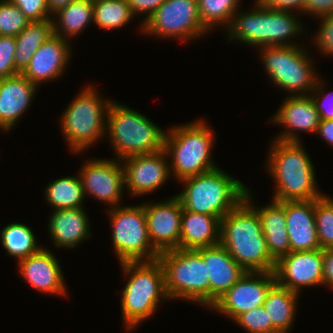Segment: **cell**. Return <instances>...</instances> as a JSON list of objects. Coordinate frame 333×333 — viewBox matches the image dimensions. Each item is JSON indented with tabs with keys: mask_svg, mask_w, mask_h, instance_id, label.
Returning a JSON list of instances; mask_svg holds the SVG:
<instances>
[{
	"mask_svg": "<svg viewBox=\"0 0 333 333\" xmlns=\"http://www.w3.org/2000/svg\"><path fill=\"white\" fill-rule=\"evenodd\" d=\"M251 191L220 220V244L246 272H274Z\"/></svg>",
	"mask_w": 333,
	"mask_h": 333,
	"instance_id": "1",
	"label": "cell"
},
{
	"mask_svg": "<svg viewBox=\"0 0 333 333\" xmlns=\"http://www.w3.org/2000/svg\"><path fill=\"white\" fill-rule=\"evenodd\" d=\"M267 166L275 180L273 200H313L324 194L316 187L314 165L302 142L273 140Z\"/></svg>",
	"mask_w": 333,
	"mask_h": 333,
	"instance_id": "2",
	"label": "cell"
},
{
	"mask_svg": "<svg viewBox=\"0 0 333 333\" xmlns=\"http://www.w3.org/2000/svg\"><path fill=\"white\" fill-rule=\"evenodd\" d=\"M253 6L255 8L249 12L238 10L233 15L227 27L228 39L253 45L257 50L259 47L298 45L290 40L304 32L297 14L264 7L257 0Z\"/></svg>",
	"mask_w": 333,
	"mask_h": 333,
	"instance_id": "3",
	"label": "cell"
},
{
	"mask_svg": "<svg viewBox=\"0 0 333 333\" xmlns=\"http://www.w3.org/2000/svg\"><path fill=\"white\" fill-rule=\"evenodd\" d=\"M122 270L129 275L122 291L121 313L127 330L149 319L159 302L170 300L165 288V274L161 263L154 261L122 262Z\"/></svg>",
	"mask_w": 333,
	"mask_h": 333,
	"instance_id": "4",
	"label": "cell"
},
{
	"mask_svg": "<svg viewBox=\"0 0 333 333\" xmlns=\"http://www.w3.org/2000/svg\"><path fill=\"white\" fill-rule=\"evenodd\" d=\"M181 183L185 188L176 196L183 209L220 219L245 198L248 190L220 167L182 179Z\"/></svg>",
	"mask_w": 333,
	"mask_h": 333,
	"instance_id": "5",
	"label": "cell"
},
{
	"mask_svg": "<svg viewBox=\"0 0 333 333\" xmlns=\"http://www.w3.org/2000/svg\"><path fill=\"white\" fill-rule=\"evenodd\" d=\"M213 132L203 119L172 126L165 132L164 149L171 158L170 173L179 182L218 167L210 153L215 142Z\"/></svg>",
	"mask_w": 333,
	"mask_h": 333,
	"instance_id": "6",
	"label": "cell"
},
{
	"mask_svg": "<svg viewBox=\"0 0 333 333\" xmlns=\"http://www.w3.org/2000/svg\"><path fill=\"white\" fill-rule=\"evenodd\" d=\"M106 130L116 159L120 161L164 149L166 131L138 111L114 101L108 110Z\"/></svg>",
	"mask_w": 333,
	"mask_h": 333,
	"instance_id": "7",
	"label": "cell"
},
{
	"mask_svg": "<svg viewBox=\"0 0 333 333\" xmlns=\"http://www.w3.org/2000/svg\"><path fill=\"white\" fill-rule=\"evenodd\" d=\"M98 93L94 86H85L61 115V129L73 153L87 150L105 136L112 101L103 99Z\"/></svg>",
	"mask_w": 333,
	"mask_h": 333,
	"instance_id": "8",
	"label": "cell"
},
{
	"mask_svg": "<svg viewBox=\"0 0 333 333\" xmlns=\"http://www.w3.org/2000/svg\"><path fill=\"white\" fill-rule=\"evenodd\" d=\"M158 261L165 274L169 299H183L210 308V284L201 249L163 251Z\"/></svg>",
	"mask_w": 333,
	"mask_h": 333,
	"instance_id": "9",
	"label": "cell"
},
{
	"mask_svg": "<svg viewBox=\"0 0 333 333\" xmlns=\"http://www.w3.org/2000/svg\"><path fill=\"white\" fill-rule=\"evenodd\" d=\"M259 50L262 64L273 84L290 91V95L311 94L319 78L304 47L268 46L259 47Z\"/></svg>",
	"mask_w": 333,
	"mask_h": 333,
	"instance_id": "10",
	"label": "cell"
},
{
	"mask_svg": "<svg viewBox=\"0 0 333 333\" xmlns=\"http://www.w3.org/2000/svg\"><path fill=\"white\" fill-rule=\"evenodd\" d=\"M109 208L111 237L120 263L157 260L160 253L150 242L144 205Z\"/></svg>",
	"mask_w": 333,
	"mask_h": 333,
	"instance_id": "11",
	"label": "cell"
},
{
	"mask_svg": "<svg viewBox=\"0 0 333 333\" xmlns=\"http://www.w3.org/2000/svg\"><path fill=\"white\" fill-rule=\"evenodd\" d=\"M141 30L148 35L185 42L208 32L199 16L198 0H165Z\"/></svg>",
	"mask_w": 333,
	"mask_h": 333,
	"instance_id": "12",
	"label": "cell"
},
{
	"mask_svg": "<svg viewBox=\"0 0 333 333\" xmlns=\"http://www.w3.org/2000/svg\"><path fill=\"white\" fill-rule=\"evenodd\" d=\"M275 283L274 272H245L210 309L235 320L240 314L262 306L268 291Z\"/></svg>",
	"mask_w": 333,
	"mask_h": 333,
	"instance_id": "13",
	"label": "cell"
},
{
	"mask_svg": "<svg viewBox=\"0 0 333 333\" xmlns=\"http://www.w3.org/2000/svg\"><path fill=\"white\" fill-rule=\"evenodd\" d=\"M121 162V163H120ZM123 162L118 159H90L79 169L85 196L91 194L111 207L120 206L125 186Z\"/></svg>",
	"mask_w": 333,
	"mask_h": 333,
	"instance_id": "14",
	"label": "cell"
},
{
	"mask_svg": "<svg viewBox=\"0 0 333 333\" xmlns=\"http://www.w3.org/2000/svg\"><path fill=\"white\" fill-rule=\"evenodd\" d=\"M274 274L278 285L298 294L302 287L323 285V249L290 252L276 262Z\"/></svg>",
	"mask_w": 333,
	"mask_h": 333,
	"instance_id": "15",
	"label": "cell"
},
{
	"mask_svg": "<svg viewBox=\"0 0 333 333\" xmlns=\"http://www.w3.org/2000/svg\"><path fill=\"white\" fill-rule=\"evenodd\" d=\"M165 149L123 159L124 181L128 193L140 196L158 190L170 178ZM167 162V163H166Z\"/></svg>",
	"mask_w": 333,
	"mask_h": 333,
	"instance_id": "16",
	"label": "cell"
},
{
	"mask_svg": "<svg viewBox=\"0 0 333 333\" xmlns=\"http://www.w3.org/2000/svg\"><path fill=\"white\" fill-rule=\"evenodd\" d=\"M148 235L151 244L159 252L178 249L181 233L182 204L175 195L155 204L145 203Z\"/></svg>",
	"mask_w": 333,
	"mask_h": 333,
	"instance_id": "17",
	"label": "cell"
},
{
	"mask_svg": "<svg viewBox=\"0 0 333 333\" xmlns=\"http://www.w3.org/2000/svg\"><path fill=\"white\" fill-rule=\"evenodd\" d=\"M274 113L270 122L283 125L285 131L275 136L277 140L300 142L297 132L316 133L320 116L310 95H289ZM297 134V135H296Z\"/></svg>",
	"mask_w": 333,
	"mask_h": 333,
	"instance_id": "18",
	"label": "cell"
},
{
	"mask_svg": "<svg viewBox=\"0 0 333 333\" xmlns=\"http://www.w3.org/2000/svg\"><path fill=\"white\" fill-rule=\"evenodd\" d=\"M70 43L53 35L44 42L21 72L30 82L39 87L45 81H52L64 73L70 58Z\"/></svg>",
	"mask_w": 333,
	"mask_h": 333,
	"instance_id": "19",
	"label": "cell"
},
{
	"mask_svg": "<svg viewBox=\"0 0 333 333\" xmlns=\"http://www.w3.org/2000/svg\"><path fill=\"white\" fill-rule=\"evenodd\" d=\"M18 263L20 275L35 290L51 295H66L62 269L56 257L48 249L42 247Z\"/></svg>",
	"mask_w": 333,
	"mask_h": 333,
	"instance_id": "20",
	"label": "cell"
},
{
	"mask_svg": "<svg viewBox=\"0 0 333 333\" xmlns=\"http://www.w3.org/2000/svg\"><path fill=\"white\" fill-rule=\"evenodd\" d=\"M285 207L291 252L320 249L315 220V199L280 202Z\"/></svg>",
	"mask_w": 333,
	"mask_h": 333,
	"instance_id": "21",
	"label": "cell"
},
{
	"mask_svg": "<svg viewBox=\"0 0 333 333\" xmlns=\"http://www.w3.org/2000/svg\"><path fill=\"white\" fill-rule=\"evenodd\" d=\"M38 87L21 73L0 80V128L7 132L28 109Z\"/></svg>",
	"mask_w": 333,
	"mask_h": 333,
	"instance_id": "22",
	"label": "cell"
},
{
	"mask_svg": "<svg viewBox=\"0 0 333 333\" xmlns=\"http://www.w3.org/2000/svg\"><path fill=\"white\" fill-rule=\"evenodd\" d=\"M210 284V306L246 272L219 243L201 248Z\"/></svg>",
	"mask_w": 333,
	"mask_h": 333,
	"instance_id": "23",
	"label": "cell"
},
{
	"mask_svg": "<svg viewBox=\"0 0 333 333\" xmlns=\"http://www.w3.org/2000/svg\"><path fill=\"white\" fill-rule=\"evenodd\" d=\"M83 208L57 209L50 214L49 232L54 246L74 248L91 237L90 221Z\"/></svg>",
	"mask_w": 333,
	"mask_h": 333,
	"instance_id": "24",
	"label": "cell"
},
{
	"mask_svg": "<svg viewBox=\"0 0 333 333\" xmlns=\"http://www.w3.org/2000/svg\"><path fill=\"white\" fill-rule=\"evenodd\" d=\"M220 218L183 209L178 249L198 250L220 243Z\"/></svg>",
	"mask_w": 333,
	"mask_h": 333,
	"instance_id": "25",
	"label": "cell"
},
{
	"mask_svg": "<svg viewBox=\"0 0 333 333\" xmlns=\"http://www.w3.org/2000/svg\"><path fill=\"white\" fill-rule=\"evenodd\" d=\"M261 227L271 258L277 262L291 252L286 228L285 207L272 199L265 207L257 208Z\"/></svg>",
	"mask_w": 333,
	"mask_h": 333,
	"instance_id": "26",
	"label": "cell"
},
{
	"mask_svg": "<svg viewBox=\"0 0 333 333\" xmlns=\"http://www.w3.org/2000/svg\"><path fill=\"white\" fill-rule=\"evenodd\" d=\"M299 294L275 283L268 291L263 308L279 333H288L294 323Z\"/></svg>",
	"mask_w": 333,
	"mask_h": 333,
	"instance_id": "27",
	"label": "cell"
},
{
	"mask_svg": "<svg viewBox=\"0 0 333 333\" xmlns=\"http://www.w3.org/2000/svg\"><path fill=\"white\" fill-rule=\"evenodd\" d=\"M52 15L53 34L65 40L79 35L93 23V0H76ZM57 20V21H56Z\"/></svg>",
	"mask_w": 333,
	"mask_h": 333,
	"instance_id": "28",
	"label": "cell"
},
{
	"mask_svg": "<svg viewBox=\"0 0 333 333\" xmlns=\"http://www.w3.org/2000/svg\"><path fill=\"white\" fill-rule=\"evenodd\" d=\"M52 19L30 22L16 37L15 68L21 73L38 48L53 36Z\"/></svg>",
	"mask_w": 333,
	"mask_h": 333,
	"instance_id": "29",
	"label": "cell"
},
{
	"mask_svg": "<svg viewBox=\"0 0 333 333\" xmlns=\"http://www.w3.org/2000/svg\"><path fill=\"white\" fill-rule=\"evenodd\" d=\"M45 191V199L53 210L83 208L85 193L79 175L56 179L48 184Z\"/></svg>",
	"mask_w": 333,
	"mask_h": 333,
	"instance_id": "30",
	"label": "cell"
},
{
	"mask_svg": "<svg viewBox=\"0 0 333 333\" xmlns=\"http://www.w3.org/2000/svg\"><path fill=\"white\" fill-rule=\"evenodd\" d=\"M1 242L10 256L18 262L38 252L42 246L37 244L34 232L30 226L22 223L7 224L1 231Z\"/></svg>",
	"mask_w": 333,
	"mask_h": 333,
	"instance_id": "31",
	"label": "cell"
},
{
	"mask_svg": "<svg viewBox=\"0 0 333 333\" xmlns=\"http://www.w3.org/2000/svg\"><path fill=\"white\" fill-rule=\"evenodd\" d=\"M127 0H93V22L107 30L118 29L134 17Z\"/></svg>",
	"mask_w": 333,
	"mask_h": 333,
	"instance_id": "32",
	"label": "cell"
},
{
	"mask_svg": "<svg viewBox=\"0 0 333 333\" xmlns=\"http://www.w3.org/2000/svg\"><path fill=\"white\" fill-rule=\"evenodd\" d=\"M240 0H198L199 16L203 26L210 31L215 26H229L238 11Z\"/></svg>",
	"mask_w": 333,
	"mask_h": 333,
	"instance_id": "33",
	"label": "cell"
},
{
	"mask_svg": "<svg viewBox=\"0 0 333 333\" xmlns=\"http://www.w3.org/2000/svg\"><path fill=\"white\" fill-rule=\"evenodd\" d=\"M315 220L320 249H333V199L325 194L315 199Z\"/></svg>",
	"mask_w": 333,
	"mask_h": 333,
	"instance_id": "34",
	"label": "cell"
},
{
	"mask_svg": "<svg viewBox=\"0 0 333 333\" xmlns=\"http://www.w3.org/2000/svg\"><path fill=\"white\" fill-rule=\"evenodd\" d=\"M30 20L9 0H0V36L16 37Z\"/></svg>",
	"mask_w": 333,
	"mask_h": 333,
	"instance_id": "35",
	"label": "cell"
},
{
	"mask_svg": "<svg viewBox=\"0 0 333 333\" xmlns=\"http://www.w3.org/2000/svg\"><path fill=\"white\" fill-rule=\"evenodd\" d=\"M241 328L248 333H279L268 319L267 312L263 306L253 308L248 312L240 314L235 320Z\"/></svg>",
	"mask_w": 333,
	"mask_h": 333,
	"instance_id": "36",
	"label": "cell"
},
{
	"mask_svg": "<svg viewBox=\"0 0 333 333\" xmlns=\"http://www.w3.org/2000/svg\"><path fill=\"white\" fill-rule=\"evenodd\" d=\"M15 48L14 36H0V80L20 73L15 68Z\"/></svg>",
	"mask_w": 333,
	"mask_h": 333,
	"instance_id": "37",
	"label": "cell"
},
{
	"mask_svg": "<svg viewBox=\"0 0 333 333\" xmlns=\"http://www.w3.org/2000/svg\"><path fill=\"white\" fill-rule=\"evenodd\" d=\"M30 20L43 21L52 19L53 16L47 5V0H9Z\"/></svg>",
	"mask_w": 333,
	"mask_h": 333,
	"instance_id": "38",
	"label": "cell"
},
{
	"mask_svg": "<svg viewBox=\"0 0 333 333\" xmlns=\"http://www.w3.org/2000/svg\"><path fill=\"white\" fill-rule=\"evenodd\" d=\"M325 82L318 79L310 96L315 103L320 120H333V92H324ZM321 96V97H320Z\"/></svg>",
	"mask_w": 333,
	"mask_h": 333,
	"instance_id": "39",
	"label": "cell"
},
{
	"mask_svg": "<svg viewBox=\"0 0 333 333\" xmlns=\"http://www.w3.org/2000/svg\"><path fill=\"white\" fill-rule=\"evenodd\" d=\"M320 19L322 23L316 32L314 44L324 55H333V13Z\"/></svg>",
	"mask_w": 333,
	"mask_h": 333,
	"instance_id": "40",
	"label": "cell"
},
{
	"mask_svg": "<svg viewBox=\"0 0 333 333\" xmlns=\"http://www.w3.org/2000/svg\"><path fill=\"white\" fill-rule=\"evenodd\" d=\"M164 1L165 0H127V3L134 17L139 13L143 15L145 13L147 14L143 20L144 22L142 21V26Z\"/></svg>",
	"mask_w": 333,
	"mask_h": 333,
	"instance_id": "41",
	"label": "cell"
},
{
	"mask_svg": "<svg viewBox=\"0 0 333 333\" xmlns=\"http://www.w3.org/2000/svg\"><path fill=\"white\" fill-rule=\"evenodd\" d=\"M303 13L317 18L328 16L333 13V0H306Z\"/></svg>",
	"mask_w": 333,
	"mask_h": 333,
	"instance_id": "42",
	"label": "cell"
},
{
	"mask_svg": "<svg viewBox=\"0 0 333 333\" xmlns=\"http://www.w3.org/2000/svg\"><path fill=\"white\" fill-rule=\"evenodd\" d=\"M264 7L285 10V11H304V4L306 0H257Z\"/></svg>",
	"mask_w": 333,
	"mask_h": 333,
	"instance_id": "43",
	"label": "cell"
},
{
	"mask_svg": "<svg viewBox=\"0 0 333 333\" xmlns=\"http://www.w3.org/2000/svg\"><path fill=\"white\" fill-rule=\"evenodd\" d=\"M333 288V249L323 250V286Z\"/></svg>",
	"mask_w": 333,
	"mask_h": 333,
	"instance_id": "44",
	"label": "cell"
},
{
	"mask_svg": "<svg viewBox=\"0 0 333 333\" xmlns=\"http://www.w3.org/2000/svg\"><path fill=\"white\" fill-rule=\"evenodd\" d=\"M316 134H320L330 146H333V120H320Z\"/></svg>",
	"mask_w": 333,
	"mask_h": 333,
	"instance_id": "45",
	"label": "cell"
},
{
	"mask_svg": "<svg viewBox=\"0 0 333 333\" xmlns=\"http://www.w3.org/2000/svg\"><path fill=\"white\" fill-rule=\"evenodd\" d=\"M73 1L76 0H47V5L50 10V13L54 15L55 12H57L61 8H64Z\"/></svg>",
	"mask_w": 333,
	"mask_h": 333,
	"instance_id": "46",
	"label": "cell"
}]
</instances>
